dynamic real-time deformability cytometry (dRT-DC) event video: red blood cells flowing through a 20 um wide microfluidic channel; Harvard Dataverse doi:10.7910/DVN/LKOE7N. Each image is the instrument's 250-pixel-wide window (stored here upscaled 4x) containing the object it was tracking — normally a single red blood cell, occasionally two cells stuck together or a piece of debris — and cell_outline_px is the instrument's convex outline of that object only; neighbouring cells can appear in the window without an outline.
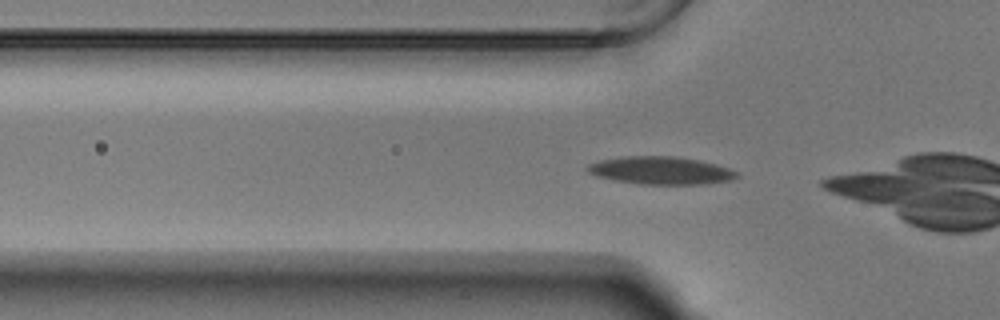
{"species": "Egyptian fruit bat (a non-hibernating species)", "species_latin": "Rousettus aegyptiacus", "temperature_condition": "warm", "stored_images_in_passage": 44, "camera_frame_rate_fps": 3000, "um_per_image_px": 0.085, "animal": {"sex": "male"}, "frame": {"image": 1, "passage_image": 7, "time_ms": 2.0, "image_size_px": [1000, 320], "cell_outline_px": [[740, 176], [732, 180], [700, 184], [636, 184], [612, 180], [596, 176], [588, 172], [584, 168], [588, 164], [600, 160], [624, 156], [672, 156], [696, 160], [716, 164], [728, 168], [736, 172]], "centroid_in_image_um": [56.11, 14.5], "position_along_channel_um": 69.7, "area_um2": 24.16}}
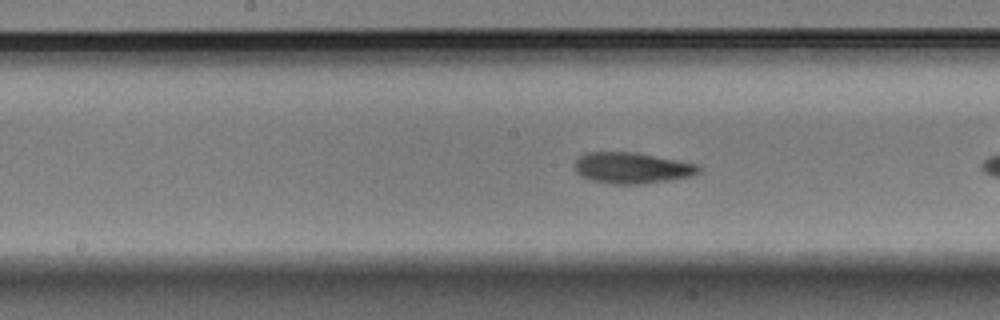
{"frame": {"image": 2, "passage_image": 17, "time_ms": 5.333, "image_size_px": [1000, 320], "cell_outline_px": [[704, 168], [700, 172], [692, 176], [644, 184], [612, 184], [592, 180], [580, 176], [576, 172], [576, 160], [584, 152], [632, 152], [680, 160], [700, 164]], "centroid_in_image_um": [53.77, 14.27], "position_along_channel_um": 194.4, "area_um2": 22.66}}
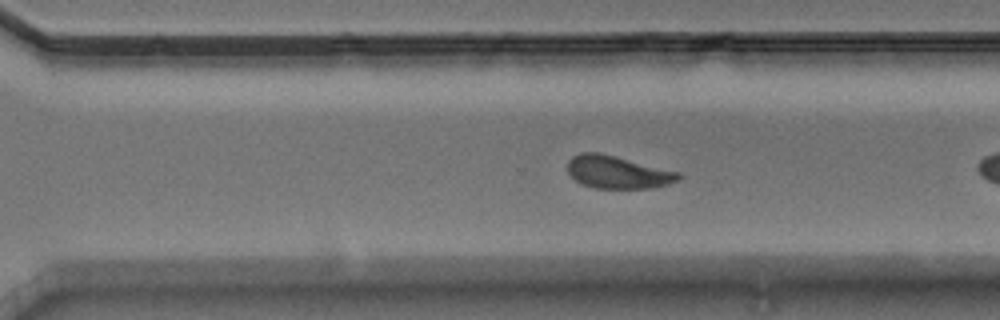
{"frame": {"image": 3, "passage_image": 27, "time_ms": 8.667, "image_size_px": [1000, 320], "cell_outline_px": [[684, 176], [680, 180], [668, 184], [652, 188], [596, 188], [580, 184], [568, 172], [568, 160], [572, 156], [580, 152], [600, 152], [680, 172]], "centroid_in_image_um": [52.52, 14.63], "position_along_channel_um": 318.1, "area_um2": 21.33}, "authors_computed_cell_mechanics": {"area_um2": 22.1952, "velocity_mm_per_s": 3.7206, "shape_relaxation_time_tau1_ms": 3.7046, "shape_relaxation_time_tau2_ms": 1.8897, "deformation_change_tau1": 0.165, "deformation_change_tau2": 0.0884}}